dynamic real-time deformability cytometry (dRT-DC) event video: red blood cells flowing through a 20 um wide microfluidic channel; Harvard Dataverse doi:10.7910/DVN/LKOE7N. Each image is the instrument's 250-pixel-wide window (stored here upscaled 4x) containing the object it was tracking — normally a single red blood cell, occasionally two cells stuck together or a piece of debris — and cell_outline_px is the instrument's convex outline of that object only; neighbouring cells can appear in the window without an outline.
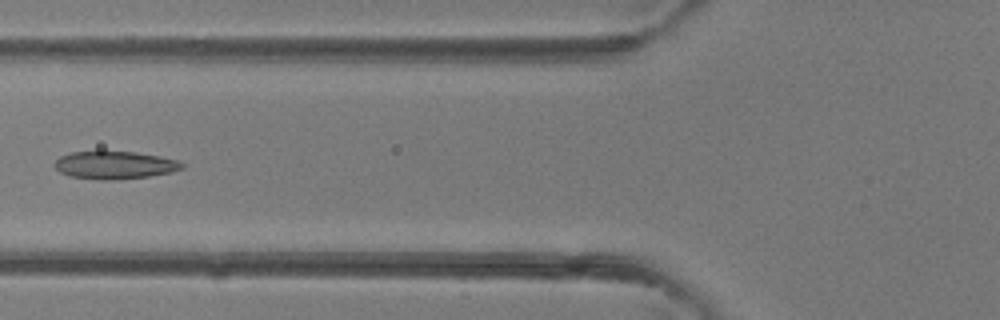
{"species": "common noctule bat (a hibernating species)", "species_latin": "Nyctalus noctula", "temperature_condition": "room temperature", "stored_images_in_passage": 3, "camera_frame_rate_fps": 3000, "um_per_image_px": 0.085, "animal": {"sex": "female"}, "frame": {"image": 1, "passage_image": 3, "time_ms": 2.333, "image_size_px": [1000, 320], "cell_outline_px": [[184, 168], [172, 172], [148, 176], [116, 180], [100, 180], [68, 176], [60, 172], [52, 164], [60, 156], [72, 152], [136, 152], [160, 156], [176, 160], [184, 164]], "centroid_in_image_um": [9.74, 14.04], "position_along_channel_um": 116.1, "area_um2": 20.58}}